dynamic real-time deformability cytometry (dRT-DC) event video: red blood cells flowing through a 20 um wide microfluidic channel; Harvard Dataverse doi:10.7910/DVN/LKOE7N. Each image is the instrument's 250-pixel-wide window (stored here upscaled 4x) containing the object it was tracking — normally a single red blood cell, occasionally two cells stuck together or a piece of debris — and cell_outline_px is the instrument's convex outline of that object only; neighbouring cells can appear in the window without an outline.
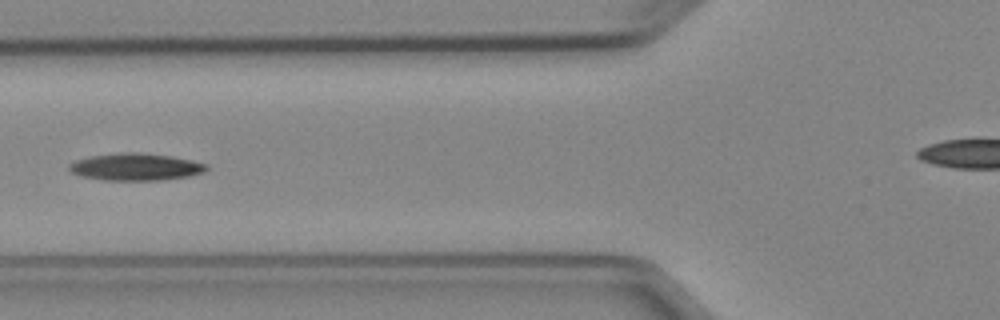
{"species": "Egyptian fruit bat (a non-hibernating species)", "species_latin": "Rousettus aegyptiacus", "temperature_condition": "cold", "stored_images_in_passage": 4, "camera_frame_rate_fps": 3000, "um_per_image_px": 0.085, "animal": {"sex": "female"}, "frame": {"image": 1, "passage_image": 2, "time_ms": 1.333, "image_size_px": [1000, 320], "cell_outline_px": [[208, 168], [204, 172], [188, 176], [164, 180], [104, 180], [80, 176], [72, 172], [68, 168], [68, 164], [76, 160], [88, 156], [124, 152], [140, 152], [172, 156], [192, 160], [208, 164]], "centroid_in_image_um": [11.53, 14.18], "position_along_channel_um": 114.3, "area_um2": 21.91}}